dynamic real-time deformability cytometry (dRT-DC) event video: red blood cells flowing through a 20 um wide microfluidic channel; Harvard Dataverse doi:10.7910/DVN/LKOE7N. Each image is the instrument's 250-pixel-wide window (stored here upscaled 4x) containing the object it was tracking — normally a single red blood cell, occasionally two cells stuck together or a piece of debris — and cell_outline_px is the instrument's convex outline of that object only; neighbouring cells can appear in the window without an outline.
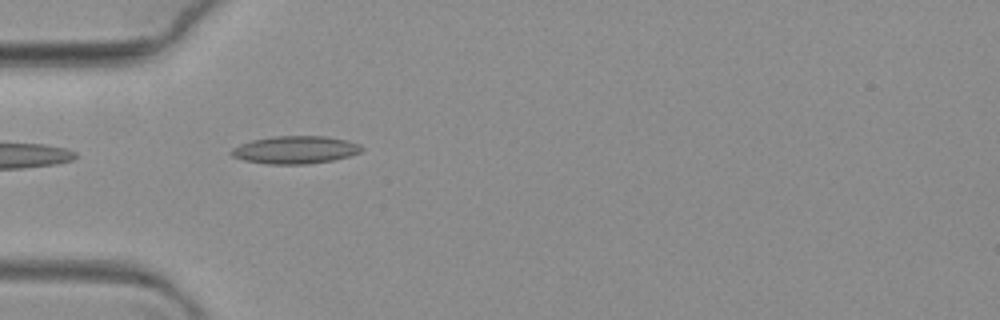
{"species": "common noctule bat (a hibernating species)", "species_latin": "Nyctalus noctula", "temperature_condition": "warm", "stored_images_in_passage": 16, "camera_frame_rate_fps": 3000, "um_per_image_px": 0.085, "animal": {"sex": "female", "body_mass_g": 19.3, "forearm_length_mm": 54.1}, "frame": {"image": 1, "passage_image": 1, "time_ms": 0.0, "image_size_px": [1000, 320], "cell_outline_px": [[364, 148], [360, 152], [348, 156], [332, 160], [308, 164], [268, 164], [244, 160], [232, 156], [228, 152], [232, 148], [240, 144], [252, 140], [272, 136], [324, 136], [348, 140], [360, 144]], "centroid_in_image_um": [25.08, 12.73], "position_along_channel_um": 59.9, "area_um2": 21.1}}
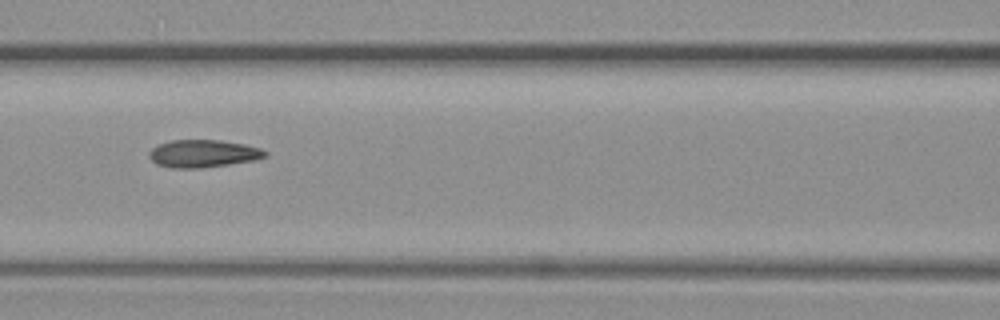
{"frame": {"image": 2, "passage_image": 10, "time_ms": 3.0, "image_size_px": [1000, 320], "cell_outline_px": [[268, 156], [252, 160], [228, 164], [200, 168], [172, 168], [156, 164], [148, 156], [148, 152], [152, 148], [160, 144], [172, 140], [220, 140], [244, 144], [260, 148], [268, 152]], "centroid_in_image_um": [17.25, 13.05], "position_along_channel_um": 149.3, "area_um2": 18.55}}
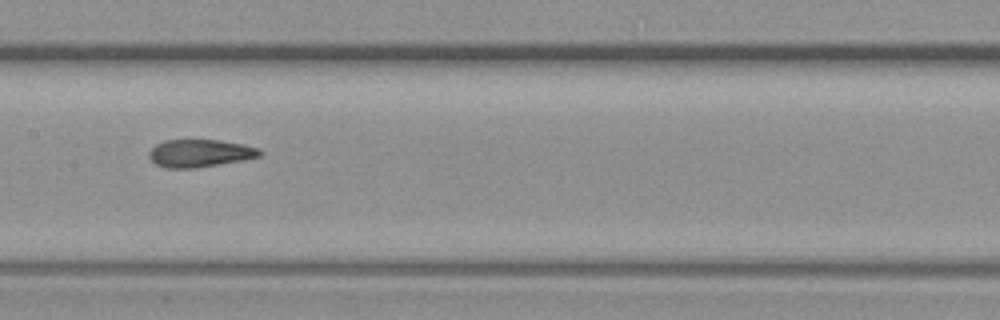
{"frame": {"image": 3, "passage_image": 14, "time_ms": 4.333, "image_size_px": [1000, 320], "cell_outline_px": [[264, 152], [260, 156], [240, 160], [196, 168], [168, 168], [156, 164], [148, 156], [148, 152], [156, 144], [164, 140], [220, 140], [244, 144], [260, 148]], "centroid_in_image_um": [17.0, 13.01], "position_along_channel_um": 190.4, "area_um2": 17.8}}